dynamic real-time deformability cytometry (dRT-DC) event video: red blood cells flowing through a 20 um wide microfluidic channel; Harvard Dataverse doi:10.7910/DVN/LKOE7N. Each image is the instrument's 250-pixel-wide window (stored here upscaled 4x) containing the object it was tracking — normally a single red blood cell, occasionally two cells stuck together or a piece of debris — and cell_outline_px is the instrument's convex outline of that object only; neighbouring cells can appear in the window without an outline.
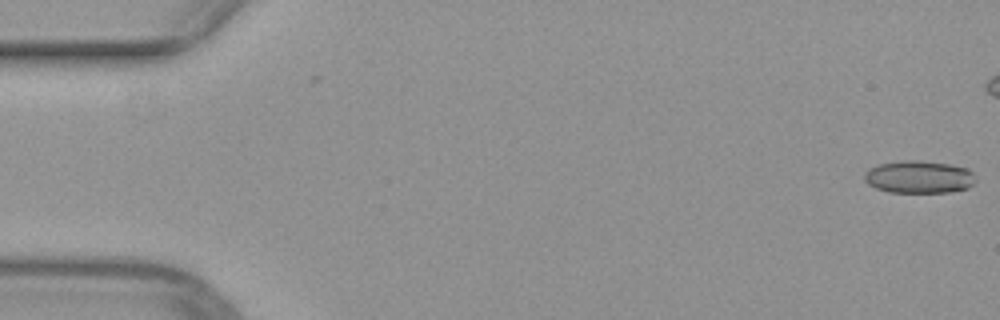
{"species": "common noctule bat (a hibernating species)", "species_latin": "Nyctalus noctula", "temperature_condition": "warm", "stored_images_in_passage": 16, "camera_frame_rate_fps": 3000, "um_per_image_px": 0.085, "animal": {"sex": "female", "body_mass_g": 29.2, "forearm_length_mm": 56.3}, "frame": {"image": 1, "passage_image": 1, "time_ms": 0.0, "image_size_px": [1000, 320], "cell_outline_px": [[976, 180], [968, 188], [948, 192], [888, 192], [876, 188], [868, 184], [864, 180], [864, 172], [868, 168], [876, 164], [904, 160], [920, 160], [948, 164], [968, 168], [972, 172]], "centroid_in_image_um": [78.07, 15.03], "position_along_channel_um": 6.9, "area_um2": 21.27}}